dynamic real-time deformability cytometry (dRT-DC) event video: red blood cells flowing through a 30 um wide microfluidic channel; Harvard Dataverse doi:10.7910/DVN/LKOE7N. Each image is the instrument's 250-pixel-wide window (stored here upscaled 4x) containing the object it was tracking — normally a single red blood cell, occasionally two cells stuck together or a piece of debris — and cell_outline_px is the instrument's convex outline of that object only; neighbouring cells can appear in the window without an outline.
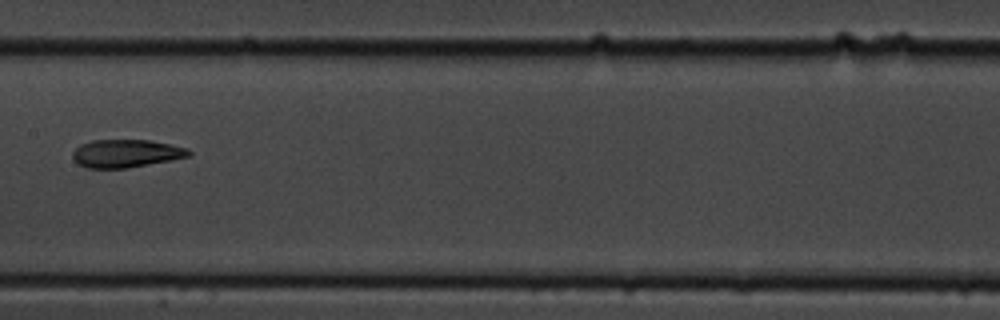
{"species": "common noctule bat (a hibernating species)", "species_latin": "Nyctalus noctula", "temperature_condition": "cold", "stored_images_in_passage": 10, "camera_frame_rate_fps": 3000, "um_per_image_px": 0.085, "animal": {"sex": "male", "body_mass_g": 19.5, "forearm_length_mm": 54.6}, "frame": {"image": 1, "passage_image": 9, "time_ms": 9.333, "image_size_px": [1000, 320], "cell_outline_px": [[192, 156], [172, 160], [128, 168], [88, 168], [76, 164], [72, 160], [72, 152], [80, 144], [92, 140], [148, 140], [188, 148], [192, 152]], "centroid_in_image_um": [10.7, 13.05], "position_along_channel_um": 196.7, "area_um2": 19.13}}
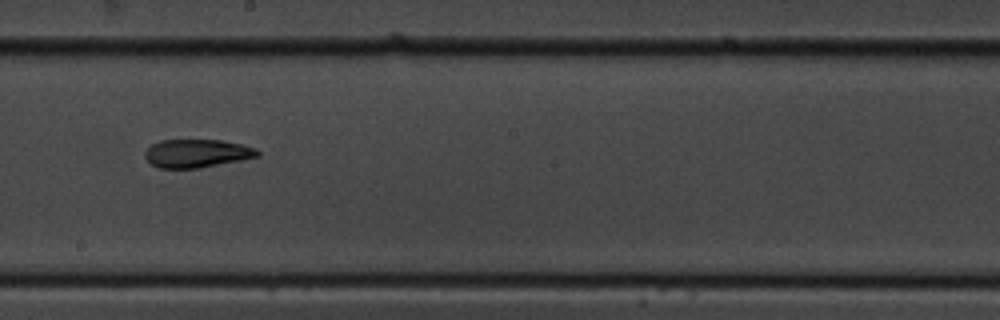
{"frame": {"image": 2, "passage_image": 10, "time_ms": 10.333, "image_size_px": [1000, 320], "cell_outline_px": [[260, 156], [200, 168], [160, 168], [152, 164], [144, 156], [144, 152], [152, 144], [160, 140], [220, 140], [240, 144], [256, 148], [260, 152]], "centroid_in_image_um": [16.73, 13.03], "position_along_channel_um": 231.5, "area_um2": 18.44}}